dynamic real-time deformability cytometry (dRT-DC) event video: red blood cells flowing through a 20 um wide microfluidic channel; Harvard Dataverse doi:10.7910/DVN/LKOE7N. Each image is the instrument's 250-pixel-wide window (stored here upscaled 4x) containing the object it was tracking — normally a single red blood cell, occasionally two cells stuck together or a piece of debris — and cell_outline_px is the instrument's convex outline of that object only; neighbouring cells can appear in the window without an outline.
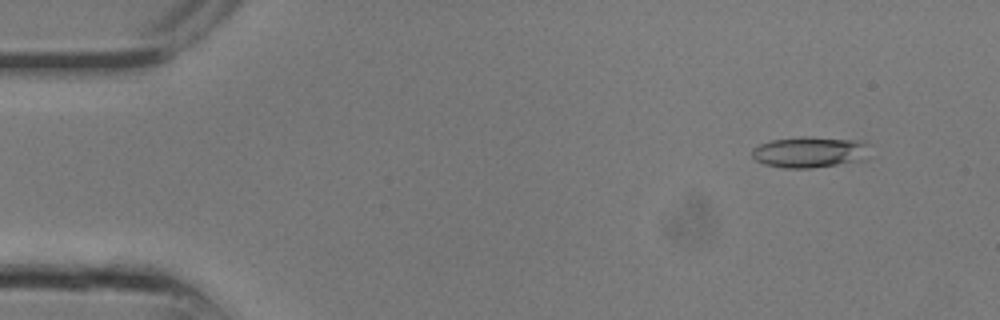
{"species": "common noctule bat (a hibernating species)", "species_latin": "Nyctalus noctula", "temperature_condition": "room temperature", "stored_images_in_passage": 10, "camera_frame_rate_fps": 3000, "um_per_image_px": 0.085, "animal": {"sex": "male", "body_mass_g": 13.3}, "frame": {"image": 1, "passage_image": 3, "time_ms": 0.667, "image_size_px": [1000, 320], "cell_outline_px": [[868, 160], [812, 168], [784, 168], [764, 164], [756, 160], [752, 156], [752, 148], [760, 144], [772, 140], [800, 136], [812, 136], [860, 140], [868, 144]], "centroid_in_image_um": [68.87, 12.92], "position_along_channel_um": 16.1, "area_um2": 21.73}}
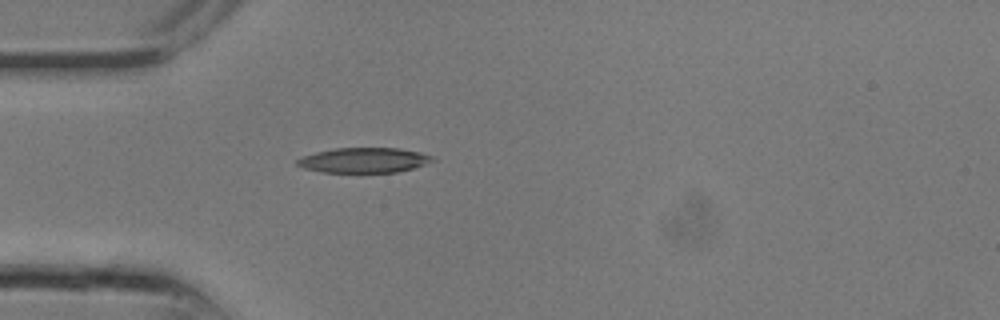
{"frame": {"image": 2, "passage_image": 8, "time_ms": 2.333, "image_size_px": [1000, 320], "cell_outline_px": [[436, 160], [412, 168], [396, 172], [360, 176], [320, 172], [304, 168], [296, 164], [296, 160], [300, 156], [332, 148], [400, 148], [420, 152], [432, 156]], "centroid_in_image_um": [30.87, 13.67], "position_along_channel_um": 54.1, "area_um2": 20.87}}
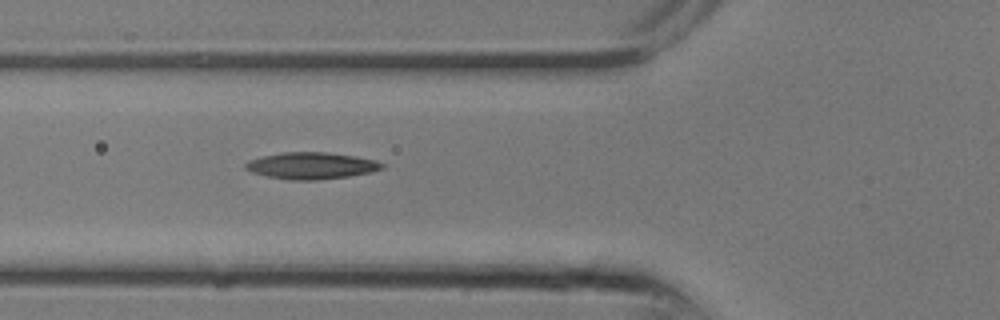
{"frame": {"image": 3, "passage_image": 10, "time_ms": 3.0, "image_size_px": [1000, 320], "cell_outline_px": [[384, 168], [368, 172], [348, 176], [316, 180], [288, 180], [264, 176], [252, 172], [244, 168], [244, 164], [248, 160], [260, 156], [280, 152], [328, 152], [356, 156], [376, 160], [384, 164]], "centroid_in_image_um": [26.4, 14.07], "position_along_channel_um": 99.4, "area_um2": 21.44}}